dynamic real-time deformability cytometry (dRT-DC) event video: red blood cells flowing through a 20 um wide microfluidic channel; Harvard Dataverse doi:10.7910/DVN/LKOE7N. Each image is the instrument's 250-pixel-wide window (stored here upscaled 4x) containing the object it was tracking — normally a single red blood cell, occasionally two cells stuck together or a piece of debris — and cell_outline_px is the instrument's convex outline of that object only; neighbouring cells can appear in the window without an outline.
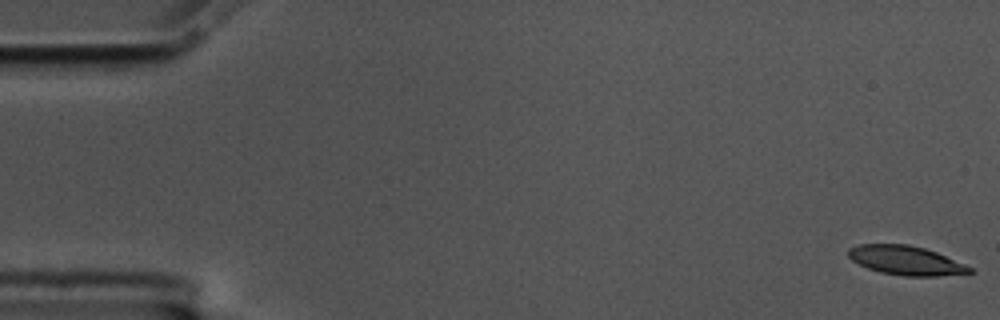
{"species": "common noctule bat (a hibernating species)", "species_latin": "Nyctalus noctula", "temperature_condition": "cold", "stored_images_in_passage": 58, "camera_frame_rate_fps": 3000, "um_per_image_px": 0.085, "animal": {"sex": "male", "body_mass_g": 17.5, "forearm_length_mm": 52.3}, "frame": {"image": 1, "passage_image": 1, "time_ms": 0.0, "image_size_px": [1000, 320], "cell_outline_px": [[976, 272], [936, 276], [904, 276], [880, 272], [868, 268], [852, 260], [848, 256], [848, 248], [860, 244], [908, 244], [924, 248], [936, 252], [964, 264], [972, 268]], "centroid_in_image_um": [76.99, 22.13], "position_along_channel_um": 8.0, "area_um2": 20.46}}
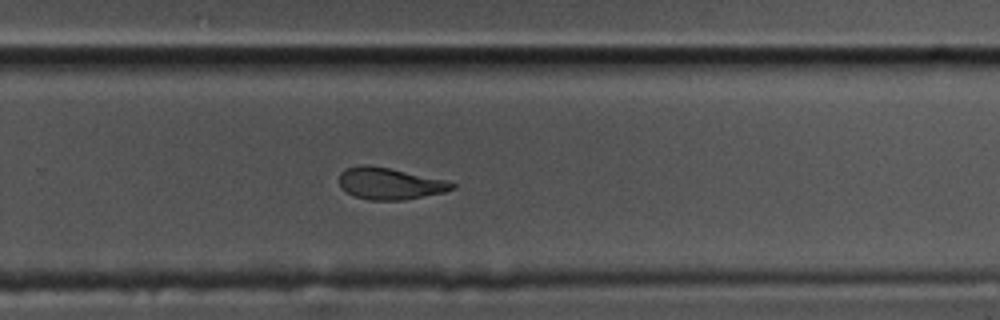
{"frame": {"image": 2, "passage_image": 38, "time_ms": 12.333, "image_size_px": [1000, 320], "cell_outline_px": [[456, 188], [444, 192], [400, 200], [368, 200], [352, 196], [340, 188], [340, 172], [344, 168], [360, 164], [364, 164], [388, 168], [448, 180], [456, 184]], "centroid_in_image_um": [33.1, 15.6], "position_along_channel_um": 296.7, "area_um2": 20.98}}
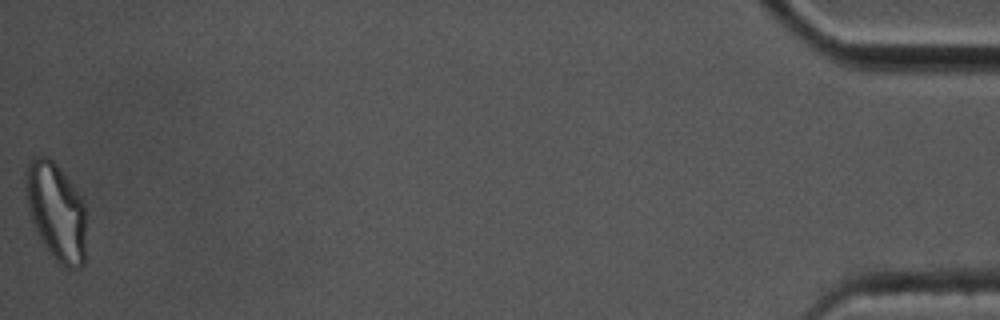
{"frame": {"image": 3, "passage_image": 58, "time_ms": 19.0, "image_size_px": [1000, 320], "cell_outline_px": [[84, 264], [80, 268], [64, 268], [52, 256], [44, 244], [32, 220], [28, 208], [24, 192], [24, 172], [28, 160], [32, 156], [48, 156], [56, 164], [72, 184], [80, 196], [84, 204]], "centroid_in_image_um": [4.73, 17.93], "position_along_channel_um": 430.5, "area_um2": 34.39}, "authors_computed_cell_mechanics": {"area_um2": 21.964, "velocity_mm_per_s": 3.4725, "shape_relaxation_time_tau1_ms": 5.0347, "shape_relaxation_time_tau2_ms": 3.5541, "deformation_change_tau1": 0.1826, "deformation_change_tau2": 0.1125}}